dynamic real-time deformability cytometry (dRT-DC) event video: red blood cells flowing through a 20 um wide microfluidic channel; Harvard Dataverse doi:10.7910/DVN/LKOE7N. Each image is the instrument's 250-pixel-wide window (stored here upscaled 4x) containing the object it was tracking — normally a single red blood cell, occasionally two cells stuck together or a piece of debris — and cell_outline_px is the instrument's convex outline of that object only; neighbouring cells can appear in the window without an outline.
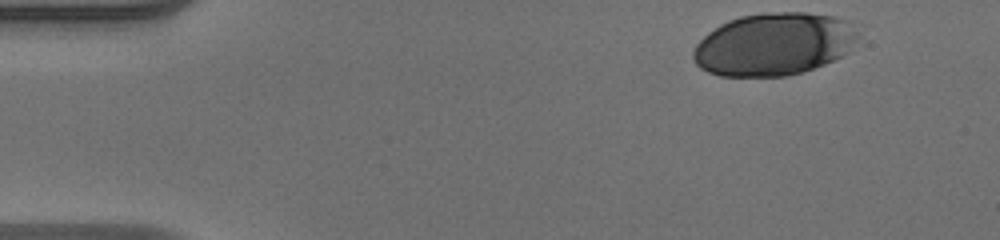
{"species": "human", "species_latin": "Homo sapiens", "temperature_condition": "warm", "stored_images_in_passage": 38, "camera_frame_rate_fps": 3000, "um_per_image_px": 0.085, "donor": {"sex": "male"}, "frame": {"image": 1, "passage_image": 1, "time_ms": 0.0, "image_size_px": [1000, 240], "cell_outline_px": [[860, 36], [848, 52], [824, 64], [804, 72], [788, 76], [720, 76], [708, 72], [700, 68], [692, 60], [692, 52], [696, 44], [708, 32], [720, 24], [728, 20], [740, 16], [764, 12], [804, 12], [832, 16], [848, 20], [860, 32]], "centroid_in_image_um": [65.78, 3.75], "position_along_channel_um": 19.2, "area_um2": 60.75}}